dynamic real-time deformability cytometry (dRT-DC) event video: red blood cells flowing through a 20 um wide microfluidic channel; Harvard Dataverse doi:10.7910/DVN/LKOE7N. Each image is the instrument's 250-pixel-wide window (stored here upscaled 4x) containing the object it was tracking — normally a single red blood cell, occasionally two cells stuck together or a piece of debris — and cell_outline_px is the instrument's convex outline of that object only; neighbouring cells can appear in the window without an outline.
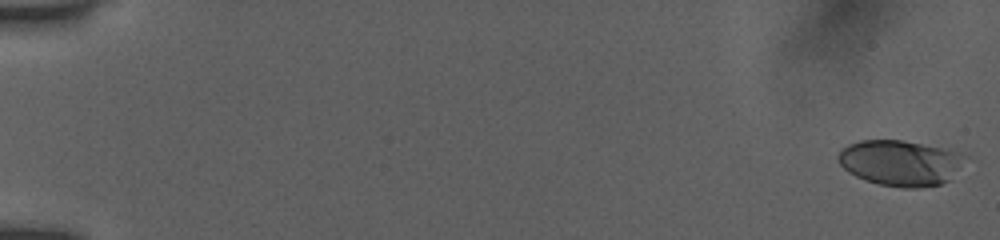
{"species": "human", "species_latin": "Homo sapiens", "temperature_condition": "room temperature", "stored_images_in_passage": 54, "camera_frame_rate_fps": 3000, "um_per_image_px": 0.085, "donor": {"sex": "female"}, "frame": {"image": 1, "passage_image": 1, "time_ms": 0.0, "image_size_px": [1000, 240], "cell_outline_px": [[968, 156], [948, 180], [940, 184], [920, 188], [904, 188], [880, 184], [864, 180], [848, 172], [836, 160], [836, 156], [848, 144], [860, 140], [904, 140], [964, 152]], "centroid_in_image_um": [76.52, 13.83], "position_along_channel_um": 8.5, "area_um2": 33.87}}
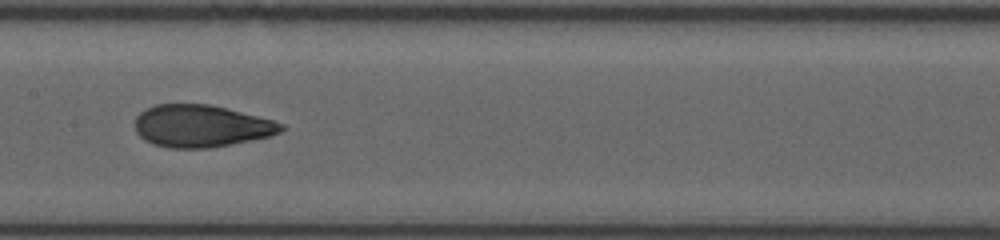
{"frame": {"image": 2, "passage_image": 29, "time_ms": 9.333, "image_size_px": [1000, 240], "cell_outline_px": [[288, 128], [272, 136], [252, 140], [208, 148], [168, 148], [152, 144], [144, 140], [136, 132], [136, 116], [144, 108], [156, 104], [208, 104], [272, 120], [284, 124]], "centroid_in_image_um": [17.08, 10.72], "position_along_channel_um": 190.3, "area_um2": 35.95}}
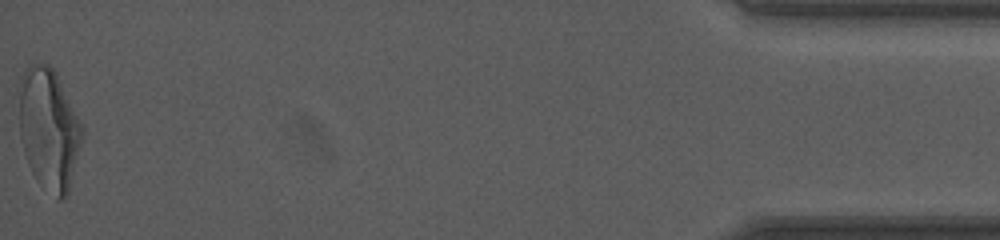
{"frame": {"image": 3, "passage_image": 54, "time_ms": 17.667, "image_size_px": [1000, 240], "cell_outline_px": [[84, 132], [68, 192], [64, 200], [56, 200], [36, 180], [28, 164], [24, 152], [20, 136], [20, 76], [24, 68], [28, 64], [48, 64], [56, 72]], "centroid_in_image_um": [4.14, 10.99], "position_along_channel_um": 431.1, "area_um2": 44.27}, "authors_computed_cell_mechanics": {"area_um2": 35.6048, "velocity_mm_per_s": 3.9247, "shape_relaxation_time_tau1_ms": 3.6782, "shape_relaxation_time_tau2_ms": 1.2774, "deformation_change_tau1": 0.1668, "deformation_change_tau2": 0.0801}}